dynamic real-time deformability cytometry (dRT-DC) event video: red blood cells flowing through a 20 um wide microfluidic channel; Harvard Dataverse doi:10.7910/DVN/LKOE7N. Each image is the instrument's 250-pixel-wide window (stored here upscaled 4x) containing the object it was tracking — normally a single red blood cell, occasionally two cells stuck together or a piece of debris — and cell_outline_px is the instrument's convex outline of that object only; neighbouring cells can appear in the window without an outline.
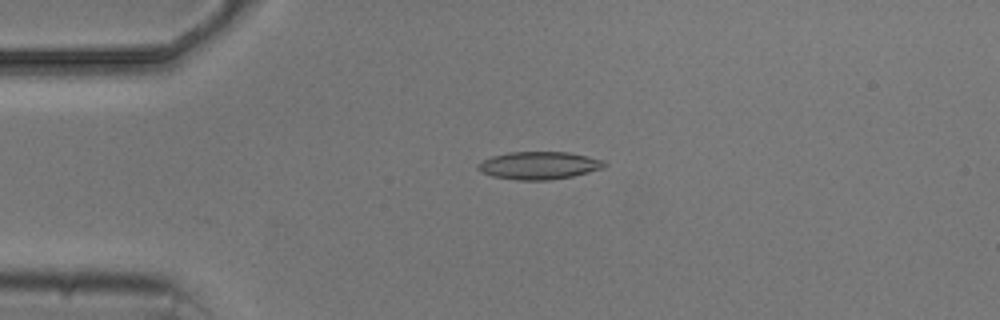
{"species": "common noctule bat (a hibernating species)", "species_latin": "Nyctalus noctula", "temperature_condition": "cold", "stored_images_in_passage": 7, "camera_frame_rate_fps": 3000, "um_per_image_px": 0.085, "animal": {"sex": "male", "body_mass_g": 20.5, "forearm_length_mm": 52.5}, "frame": {"image": 1, "passage_image": 4, "time_ms": 3.667, "image_size_px": [1000, 320], "cell_outline_px": [[608, 164], [604, 168], [572, 176], [548, 180], [516, 180], [492, 176], [480, 172], [476, 168], [476, 164], [492, 156], [508, 152], [568, 152], [588, 156], [604, 160]], "centroid_in_image_um": [45.81, 14.06], "position_along_channel_um": 39.2, "area_um2": 20.52}}
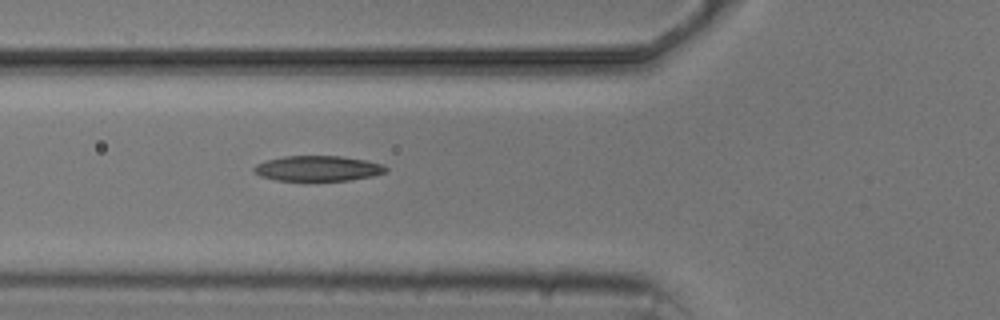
{"frame": {"image": 2, "passage_image": 6, "time_ms": 6.0, "image_size_px": [1000, 320], "cell_outline_px": [[388, 172], [372, 176], [348, 180], [304, 184], [276, 180], [260, 176], [252, 172], [252, 168], [256, 164], [264, 160], [284, 156], [340, 156], [364, 160], [384, 164], [388, 168]], "centroid_in_image_um": [26.96, 14.36], "position_along_channel_um": 98.8, "area_um2": 20.58}}